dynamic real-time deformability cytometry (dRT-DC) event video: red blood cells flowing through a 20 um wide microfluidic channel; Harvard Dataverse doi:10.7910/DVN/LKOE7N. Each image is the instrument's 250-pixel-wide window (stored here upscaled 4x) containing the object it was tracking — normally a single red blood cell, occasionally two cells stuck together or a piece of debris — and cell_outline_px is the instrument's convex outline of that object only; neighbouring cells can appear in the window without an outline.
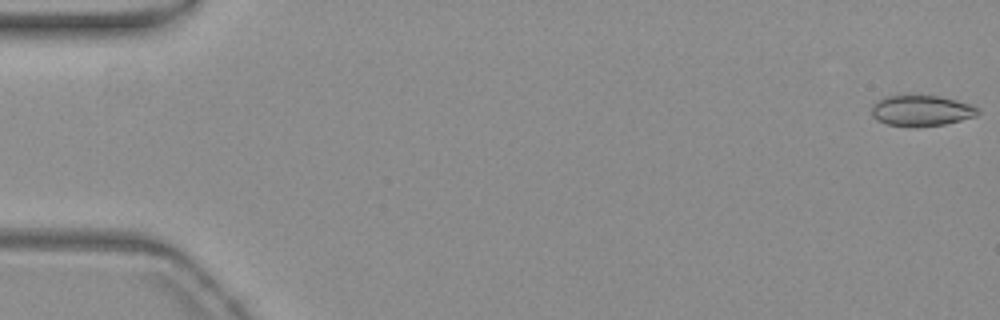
{"species": "common noctule bat (a hibernating species)", "species_latin": "Nyctalus noctula", "temperature_condition": "warm", "stored_images_in_passage": 55, "camera_frame_rate_fps": 3000, "um_per_image_px": 0.085, "animal": {"sex": "female", "body_mass_g": 19.3, "forearm_length_mm": 54.1}, "frame": {"image": 1, "passage_image": 1, "time_ms": 0.0, "image_size_px": [1000, 320], "cell_outline_px": [[980, 112], [976, 116], [944, 124], [916, 128], [912, 128], [888, 124], [876, 120], [872, 116], [872, 104], [876, 100], [884, 96], [936, 96], [956, 100], [972, 104], [980, 108]], "centroid_in_image_um": [78.31, 9.42], "position_along_channel_um": 6.7, "area_um2": 19.31}}
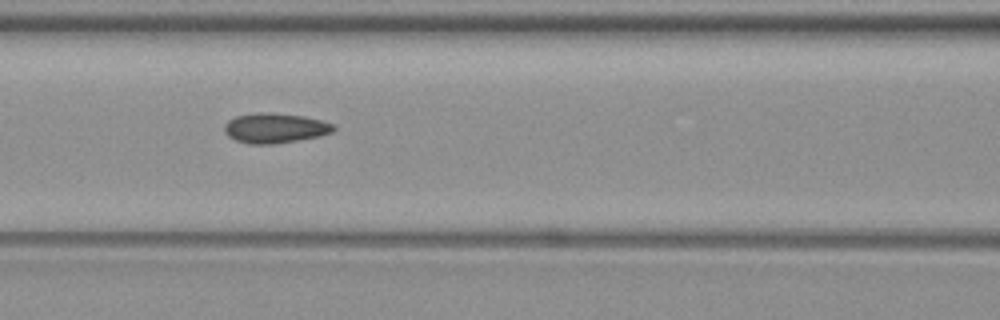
{"frame": {"image": 2, "passage_image": 24, "time_ms": 7.667, "image_size_px": [1000, 320], "cell_outline_px": [[336, 128], [332, 132], [320, 136], [272, 144], [248, 144], [236, 140], [228, 136], [224, 132], [224, 124], [228, 120], [236, 116], [260, 112], [268, 112], [304, 116], [336, 124]], "centroid_in_image_um": [23.37, 10.88], "position_along_channel_um": 143.2, "area_um2": 19.07}}
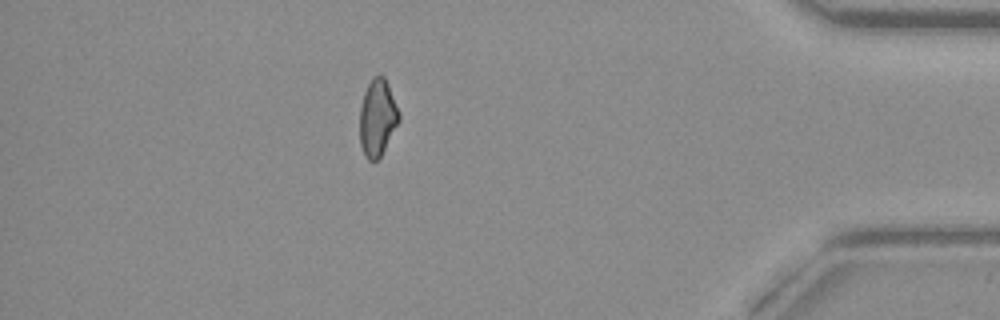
{"frame": {"image": 3, "passage_image": 48, "time_ms": 15.667, "image_size_px": [1000, 320], "cell_outline_px": [[400, 120], [380, 156], [376, 160], [368, 160], [364, 156], [360, 144], [360, 108], [364, 92], [372, 76], [384, 76], [388, 84], [400, 116]], "centroid_in_image_um": [32.06, 10.0], "position_along_channel_um": 403.1, "area_um2": 17.34}, "authors_computed_cell_mechanics": {"area_um2": 18.496, "velocity_mm_per_s": 3.8173, "shape_relaxation_time_tau1_ms": 8.9556, "shape_relaxation_time_tau2_ms": 1.8591, "deformation_change_tau1": 0.1544, "deformation_change_tau2": 0.0698}}